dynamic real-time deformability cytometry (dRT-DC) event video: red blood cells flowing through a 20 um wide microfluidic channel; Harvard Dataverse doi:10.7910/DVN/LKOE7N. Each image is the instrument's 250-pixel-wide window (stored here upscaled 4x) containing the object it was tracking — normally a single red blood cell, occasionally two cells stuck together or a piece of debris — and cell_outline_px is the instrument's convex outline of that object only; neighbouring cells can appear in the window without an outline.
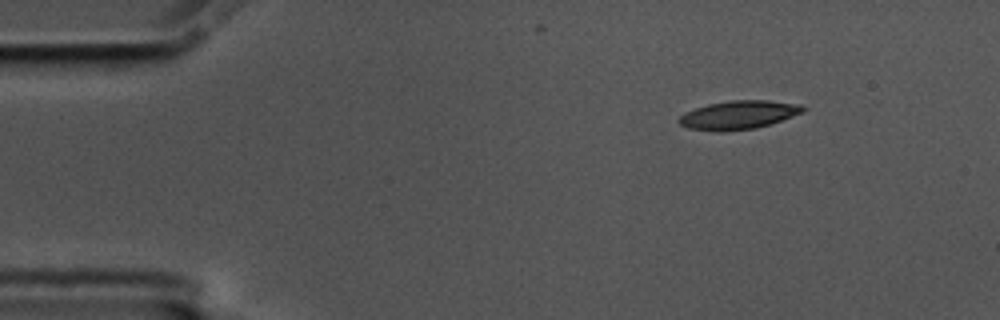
{"species": "common noctule bat (a hibernating species)", "species_latin": "Nyctalus noctula", "temperature_condition": "cold", "stored_images_in_passage": 7, "camera_frame_rate_fps": 3000, "um_per_image_px": 0.085, "animal": {"sex": "male", "body_mass_g": 17.5, "forearm_length_mm": 52.3}, "frame": {"image": 1, "passage_image": 1, "time_ms": 0.0, "image_size_px": [1000, 320], "cell_outline_px": [[808, 108], [804, 112], [756, 128], [720, 132], [688, 128], [680, 124], [676, 120], [680, 116], [696, 108], [708, 104], [728, 100], [768, 100], [804, 104]], "centroid_in_image_um": [62.82, 9.76], "position_along_channel_um": 22.2, "area_um2": 20.69}}
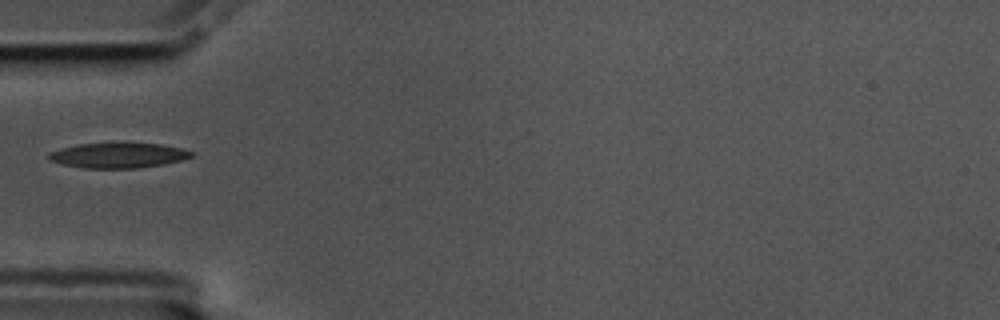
{"frame": {"image": 2, "passage_image": 4, "time_ms": 1.0, "image_size_px": [1000, 320], "cell_outline_px": [[192, 156], [184, 160], [164, 164], [136, 168], [84, 168], [64, 164], [48, 160], [48, 152], [60, 148], [76, 144], [120, 140], [160, 144], [184, 148], [192, 152]], "centroid_in_image_um": [10.05, 13.15], "position_along_channel_um": 75.0, "area_um2": 21.91}}